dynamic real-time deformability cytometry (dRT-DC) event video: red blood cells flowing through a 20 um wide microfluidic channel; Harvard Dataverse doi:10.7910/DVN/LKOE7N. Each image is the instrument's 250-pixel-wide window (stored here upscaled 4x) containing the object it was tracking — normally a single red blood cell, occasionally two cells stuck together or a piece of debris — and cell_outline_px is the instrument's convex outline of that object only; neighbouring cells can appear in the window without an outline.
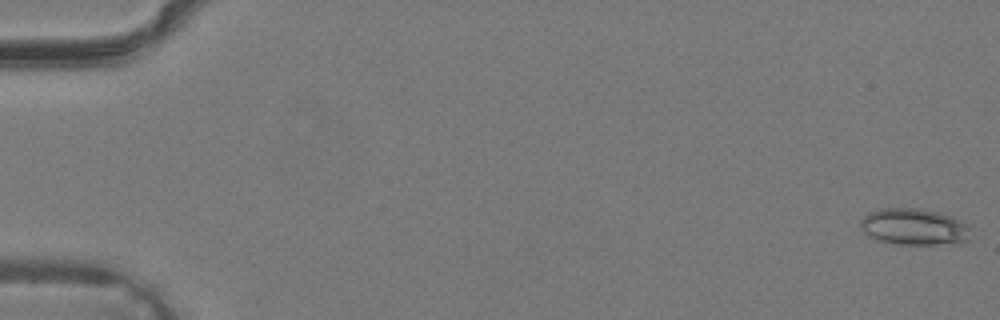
{"species": "common noctule bat (a hibernating species)", "species_latin": "Nyctalus noctula", "temperature_condition": "warm", "stored_images_in_passage": 38, "camera_frame_rate_fps": 3000, "um_per_image_px": 0.085, "animal": {"sex": "male", "body_mass_g": 19.2, "forearm_length_mm": 51.8}, "frame": {"image": 1, "passage_image": 1, "time_ms": 0.0, "image_size_px": [1000, 320], "cell_outline_px": [[968, 240], [936, 244], [900, 244], [880, 240], [864, 232], [860, 228], [860, 220], [868, 212], [880, 208], [916, 208], [940, 212], [952, 216], [960, 220], [968, 228]], "centroid_in_image_um": [77.64, 19.25], "position_along_channel_um": 7.4, "area_um2": 23.0}}
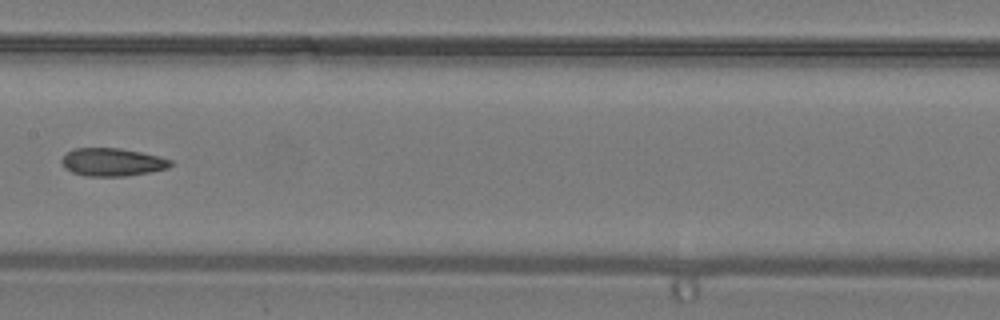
{"frame": {"image": 2, "passage_image": 21, "time_ms": 6.667, "image_size_px": [1000, 320], "cell_outline_px": [[172, 164], [168, 168], [152, 172], [124, 176], [84, 176], [72, 172], [64, 168], [60, 160], [72, 148], [120, 148], [160, 156], [172, 160]], "centroid_in_image_um": [9.54, 13.78], "position_along_channel_um": 197.9, "area_um2": 17.86}}
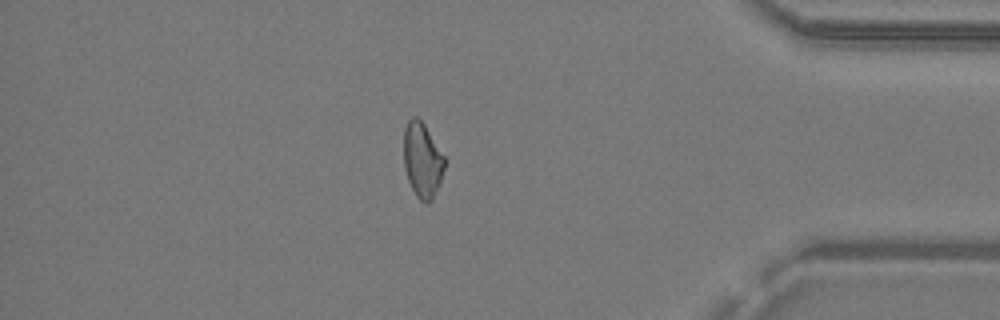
{"frame": {"image": 3, "passage_image": 34, "time_ms": 11.0, "image_size_px": [1000, 320], "cell_outline_px": [[444, 168], [440, 184], [432, 200], [428, 204], [424, 204], [416, 196], [408, 180], [404, 168], [404, 128], [408, 120], [412, 116], [416, 116], [424, 124], [444, 156]], "centroid_in_image_um": [35.89, 13.63], "position_along_channel_um": 399.3, "area_um2": 17.86}}